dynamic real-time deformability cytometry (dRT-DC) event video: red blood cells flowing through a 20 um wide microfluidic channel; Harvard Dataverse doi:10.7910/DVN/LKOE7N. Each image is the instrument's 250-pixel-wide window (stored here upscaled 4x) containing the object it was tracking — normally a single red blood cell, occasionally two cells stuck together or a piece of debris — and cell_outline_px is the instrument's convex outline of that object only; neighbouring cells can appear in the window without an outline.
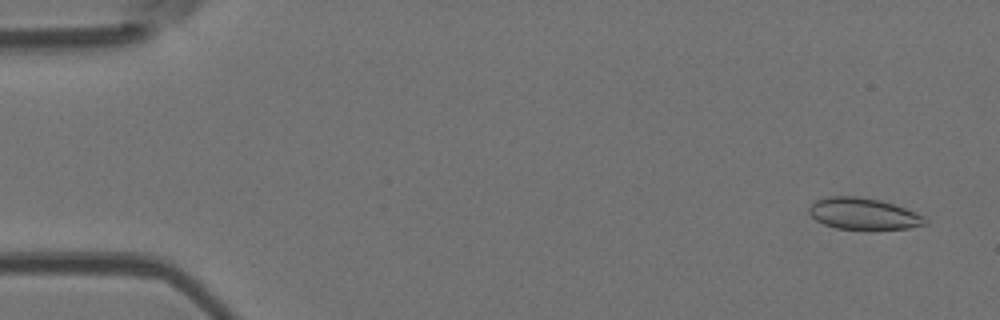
{"species": "Egyptian fruit bat (a non-hibernating species)", "species_latin": "Rousettus aegyptiacus", "temperature_condition": "room temperature", "stored_images_in_passage": 36, "camera_frame_rate_fps": 3000, "um_per_image_px": 0.085, "animal": {"sex": "female"}, "frame": {"image": 1, "passage_image": 3, "time_ms": 0.667, "image_size_px": [1000, 320], "cell_outline_px": [[928, 224], [908, 228], [836, 228], [824, 224], [816, 220], [808, 212], [808, 208], [816, 200], [828, 196], [860, 196], [880, 200], [916, 212], [924, 216], [928, 220]], "centroid_in_image_um": [73.38, 18.15], "position_along_channel_um": 11.6, "area_um2": 21.04}}
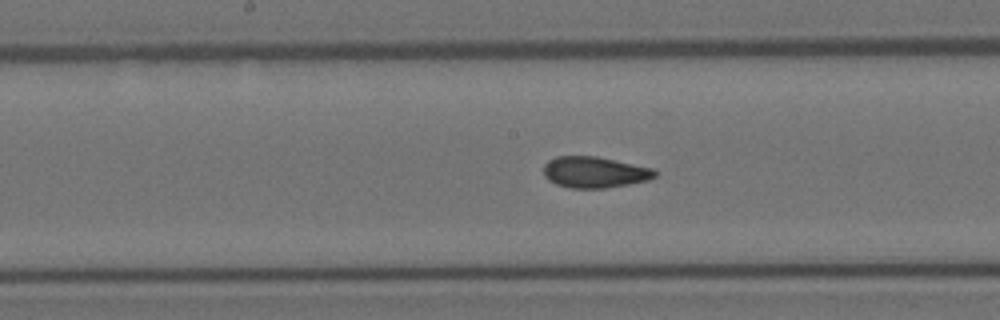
{"frame": {"image": 2, "passage_image": 27, "time_ms": 8.667, "image_size_px": [1000, 320], "cell_outline_px": [[656, 176], [648, 180], [628, 184], [604, 188], [572, 188], [556, 184], [548, 180], [544, 176], [544, 164], [548, 160], [556, 156], [596, 156], [652, 168], [656, 172]], "centroid_in_image_um": [50.5, 14.63], "position_along_channel_um": 197.7, "area_um2": 20.11}}
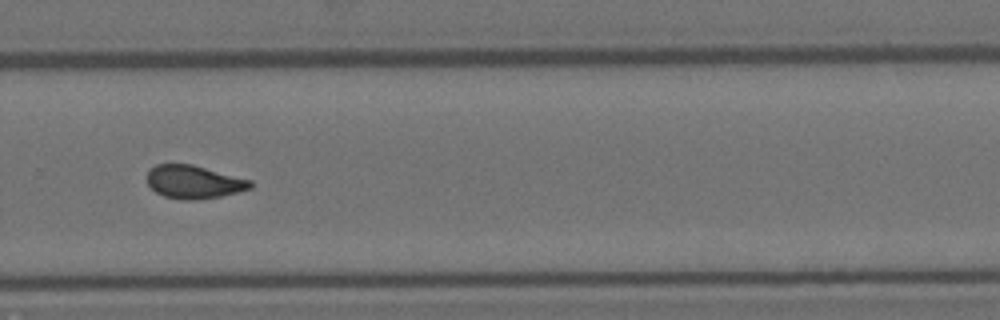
{"frame": {"image": 3, "passage_image": 36, "time_ms": 11.667, "image_size_px": [1000, 320], "cell_outline_px": [[252, 188], [240, 192], [220, 196], [196, 200], [184, 200], [164, 196], [156, 192], [148, 184], [148, 172], [156, 164], [192, 164], [252, 180]], "centroid_in_image_um": [16.51, 15.47], "position_along_channel_um": 313.3, "area_um2": 19.94}}